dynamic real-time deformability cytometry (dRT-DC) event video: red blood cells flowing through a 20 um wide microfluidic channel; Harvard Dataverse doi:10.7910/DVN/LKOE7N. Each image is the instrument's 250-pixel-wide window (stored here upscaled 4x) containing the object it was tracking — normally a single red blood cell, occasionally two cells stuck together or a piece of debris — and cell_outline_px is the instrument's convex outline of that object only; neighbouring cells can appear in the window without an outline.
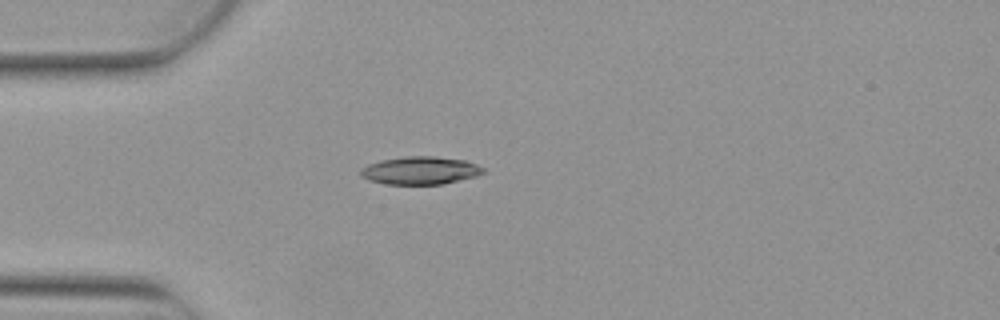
{"species": "Egyptian fruit bat (a non-hibernating species)", "species_latin": "Rousettus aegyptiacus", "temperature_condition": "warm", "stored_images_in_passage": 1, "camera_frame_rate_fps": 3000, "um_per_image_px": 0.085, "animal": {"sex": "female"}, "frame": {"image": 1, "passage_image": 1, "time_ms": 0.0, "image_size_px": [1000, 320], "cell_outline_px": [[484, 172], [476, 176], [440, 184], [384, 184], [368, 180], [360, 176], [360, 168], [368, 164], [380, 160], [404, 156], [432, 156], [464, 160], [476, 164], [484, 168]], "centroid_in_image_um": [35.66, 14.49], "position_along_channel_um": 49.3, "area_um2": 19.88}}